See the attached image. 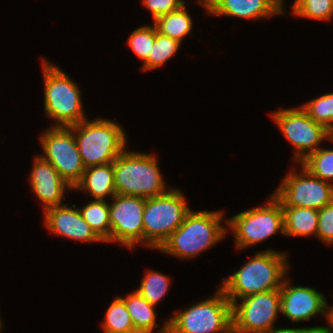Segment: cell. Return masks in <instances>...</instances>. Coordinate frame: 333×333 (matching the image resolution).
Here are the masks:
<instances>
[{"label":"cell","instance_id":"cell-1","mask_svg":"<svg viewBox=\"0 0 333 333\" xmlns=\"http://www.w3.org/2000/svg\"><path fill=\"white\" fill-rule=\"evenodd\" d=\"M286 253L272 248L254 253L239 270L223 279L219 287L232 304L254 294L280 289L290 269Z\"/></svg>","mask_w":333,"mask_h":333},{"label":"cell","instance_id":"cell-2","mask_svg":"<svg viewBox=\"0 0 333 333\" xmlns=\"http://www.w3.org/2000/svg\"><path fill=\"white\" fill-rule=\"evenodd\" d=\"M224 217L223 210H191L158 251L180 260L195 258L226 238L229 229L223 226Z\"/></svg>","mask_w":333,"mask_h":333},{"label":"cell","instance_id":"cell-3","mask_svg":"<svg viewBox=\"0 0 333 333\" xmlns=\"http://www.w3.org/2000/svg\"><path fill=\"white\" fill-rule=\"evenodd\" d=\"M113 170L116 194L150 198L172 188L166 184L158 158L152 153L125 149L113 161Z\"/></svg>","mask_w":333,"mask_h":333},{"label":"cell","instance_id":"cell-4","mask_svg":"<svg viewBox=\"0 0 333 333\" xmlns=\"http://www.w3.org/2000/svg\"><path fill=\"white\" fill-rule=\"evenodd\" d=\"M69 127L85 168L112 163L126 149V131L110 119L87 118Z\"/></svg>","mask_w":333,"mask_h":333},{"label":"cell","instance_id":"cell-5","mask_svg":"<svg viewBox=\"0 0 333 333\" xmlns=\"http://www.w3.org/2000/svg\"><path fill=\"white\" fill-rule=\"evenodd\" d=\"M44 79V111L55 123L69 127L87 119L81 91L70 76L47 59L41 60Z\"/></svg>","mask_w":333,"mask_h":333},{"label":"cell","instance_id":"cell-6","mask_svg":"<svg viewBox=\"0 0 333 333\" xmlns=\"http://www.w3.org/2000/svg\"><path fill=\"white\" fill-rule=\"evenodd\" d=\"M173 313L168 333H232V303L218 286L213 296Z\"/></svg>","mask_w":333,"mask_h":333},{"label":"cell","instance_id":"cell-7","mask_svg":"<svg viewBox=\"0 0 333 333\" xmlns=\"http://www.w3.org/2000/svg\"><path fill=\"white\" fill-rule=\"evenodd\" d=\"M179 188H171L161 196L146 198L142 221L144 247L159 249L184 222L191 211Z\"/></svg>","mask_w":333,"mask_h":333},{"label":"cell","instance_id":"cell-8","mask_svg":"<svg viewBox=\"0 0 333 333\" xmlns=\"http://www.w3.org/2000/svg\"><path fill=\"white\" fill-rule=\"evenodd\" d=\"M226 220L238 250L260 244L277 232L285 234L282 205L273 194L265 205L242 211Z\"/></svg>","mask_w":333,"mask_h":333},{"label":"cell","instance_id":"cell-9","mask_svg":"<svg viewBox=\"0 0 333 333\" xmlns=\"http://www.w3.org/2000/svg\"><path fill=\"white\" fill-rule=\"evenodd\" d=\"M40 135L39 142L44 152L40 156L74 189L81 181L86 168L73 130L70 127L50 126Z\"/></svg>","mask_w":333,"mask_h":333},{"label":"cell","instance_id":"cell-10","mask_svg":"<svg viewBox=\"0 0 333 333\" xmlns=\"http://www.w3.org/2000/svg\"><path fill=\"white\" fill-rule=\"evenodd\" d=\"M271 119L295 149L291 160L296 165L317 151L319 145L327 140L328 130L309 117L301 106L275 110Z\"/></svg>","mask_w":333,"mask_h":333},{"label":"cell","instance_id":"cell-11","mask_svg":"<svg viewBox=\"0 0 333 333\" xmlns=\"http://www.w3.org/2000/svg\"><path fill=\"white\" fill-rule=\"evenodd\" d=\"M301 169H294L285 175L273 192L282 207L322 209L333 202V183H328L312 175L300 163ZM294 170V171H293Z\"/></svg>","mask_w":333,"mask_h":333},{"label":"cell","instance_id":"cell-12","mask_svg":"<svg viewBox=\"0 0 333 333\" xmlns=\"http://www.w3.org/2000/svg\"><path fill=\"white\" fill-rule=\"evenodd\" d=\"M232 304V333H266L281 314L280 289L254 294Z\"/></svg>","mask_w":333,"mask_h":333},{"label":"cell","instance_id":"cell-13","mask_svg":"<svg viewBox=\"0 0 333 333\" xmlns=\"http://www.w3.org/2000/svg\"><path fill=\"white\" fill-rule=\"evenodd\" d=\"M146 198L116 194L109 203L111 223L110 243H118L133 250L139 243L144 246L143 211Z\"/></svg>","mask_w":333,"mask_h":333},{"label":"cell","instance_id":"cell-14","mask_svg":"<svg viewBox=\"0 0 333 333\" xmlns=\"http://www.w3.org/2000/svg\"><path fill=\"white\" fill-rule=\"evenodd\" d=\"M327 300L315 288L291 285L285 278L280 288V310L293 323L311 320L315 315L326 319Z\"/></svg>","mask_w":333,"mask_h":333},{"label":"cell","instance_id":"cell-15","mask_svg":"<svg viewBox=\"0 0 333 333\" xmlns=\"http://www.w3.org/2000/svg\"><path fill=\"white\" fill-rule=\"evenodd\" d=\"M55 206L44 211V224L48 232L82 243L102 242L84 220L76 204Z\"/></svg>","mask_w":333,"mask_h":333},{"label":"cell","instance_id":"cell-16","mask_svg":"<svg viewBox=\"0 0 333 333\" xmlns=\"http://www.w3.org/2000/svg\"><path fill=\"white\" fill-rule=\"evenodd\" d=\"M36 157V158H35ZM33 158L29 184L35 196L42 202L43 212L62 203L66 190L73 188L60 176L57 170L40 155Z\"/></svg>","mask_w":333,"mask_h":333},{"label":"cell","instance_id":"cell-17","mask_svg":"<svg viewBox=\"0 0 333 333\" xmlns=\"http://www.w3.org/2000/svg\"><path fill=\"white\" fill-rule=\"evenodd\" d=\"M285 0H207V13L247 20L284 14Z\"/></svg>","mask_w":333,"mask_h":333},{"label":"cell","instance_id":"cell-18","mask_svg":"<svg viewBox=\"0 0 333 333\" xmlns=\"http://www.w3.org/2000/svg\"><path fill=\"white\" fill-rule=\"evenodd\" d=\"M73 190L91 195L94 200H107V196L111 198L115 196L113 162L87 167L81 181Z\"/></svg>","mask_w":333,"mask_h":333},{"label":"cell","instance_id":"cell-19","mask_svg":"<svg viewBox=\"0 0 333 333\" xmlns=\"http://www.w3.org/2000/svg\"><path fill=\"white\" fill-rule=\"evenodd\" d=\"M119 297L124 301L134 329L155 333L154 330L159 327L157 333H168V320L160 327L156 323L158 315L155 311L156 306L145 300L137 290L128 293L126 297Z\"/></svg>","mask_w":333,"mask_h":333},{"label":"cell","instance_id":"cell-20","mask_svg":"<svg viewBox=\"0 0 333 333\" xmlns=\"http://www.w3.org/2000/svg\"><path fill=\"white\" fill-rule=\"evenodd\" d=\"M284 231L287 236L308 237L318 228V210L301 207H282Z\"/></svg>","mask_w":333,"mask_h":333},{"label":"cell","instance_id":"cell-21","mask_svg":"<svg viewBox=\"0 0 333 333\" xmlns=\"http://www.w3.org/2000/svg\"><path fill=\"white\" fill-rule=\"evenodd\" d=\"M187 4L180 9L157 18L153 23L157 32L177 40L181 44L186 36H192L193 19L186 10Z\"/></svg>","mask_w":333,"mask_h":333},{"label":"cell","instance_id":"cell-22","mask_svg":"<svg viewBox=\"0 0 333 333\" xmlns=\"http://www.w3.org/2000/svg\"><path fill=\"white\" fill-rule=\"evenodd\" d=\"M84 220L95 234L103 241L110 243L111 223L109 219V203L107 200H91L79 208Z\"/></svg>","mask_w":333,"mask_h":333},{"label":"cell","instance_id":"cell-23","mask_svg":"<svg viewBox=\"0 0 333 333\" xmlns=\"http://www.w3.org/2000/svg\"><path fill=\"white\" fill-rule=\"evenodd\" d=\"M182 44L175 39L157 32L155 27V44L149 53L148 60L140 67L143 71H151L164 66L178 52Z\"/></svg>","mask_w":333,"mask_h":333},{"label":"cell","instance_id":"cell-24","mask_svg":"<svg viewBox=\"0 0 333 333\" xmlns=\"http://www.w3.org/2000/svg\"><path fill=\"white\" fill-rule=\"evenodd\" d=\"M143 276L136 290L145 300L156 306L166 296L171 286V279L166 274L155 270H147Z\"/></svg>","mask_w":333,"mask_h":333},{"label":"cell","instance_id":"cell-25","mask_svg":"<svg viewBox=\"0 0 333 333\" xmlns=\"http://www.w3.org/2000/svg\"><path fill=\"white\" fill-rule=\"evenodd\" d=\"M104 317L105 320L101 323L104 333H126L135 330L124 301L119 296L114 297Z\"/></svg>","mask_w":333,"mask_h":333},{"label":"cell","instance_id":"cell-26","mask_svg":"<svg viewBox=\"0 0 333 333\" xmlns=\"http://www.w3.org/2000/svg\"><path fill=\"white\" fill-rule=\"evenodd\" d=\"M300 164L315 177L333 182V149L319 148L309 154Z\"/></svg>","mask_w":333,"mask_h":333},{"label":"cell","instance_id":"cell-27","mask_svg":"<svg viewBox=\"0 0 333 333\" xmlns=\"http://www.w3.org/2000/svg\"><path fill=\"white\" fill-rule=\"evenodd\" d=\"M291 8L296 17L325 22L333 17V0H295Z\"/></svg>","mask_w":333,"mask_h":333},{"label":"cell","instance_id":"cell-28","mask_svg":"<svg viewBox=\"0 0 333 333\" xmlns=\"http://www.w3.org/2000/svg\"><path fill=\"white\" fill-rule=\"evenodd\" d=\"M300 106L309 117L327 130L333 126V92L323 94Z\"/></svg>","mask_w":333,"mask_h":333},{"label":"cell","instance_id":"cell-29","mask_svg":"<svg viewBox=\"0 0 333 333\" xmlns=\"http://www.w3.org/2000/svg\"><path fill=\"white\" fill-rule=\"evenodd\" d=\"M127 43L128 47L141 59L143 65L155 44V25L144 24L136 28L131 32Z\"/></svg>","mask_w":333,"mask_h":333},{"label":"cell","instance_id":"cell-30","mask_svg":"<svg viewBox=\"0 0 333 333\" xmlns=\"http://www.w3.org/2000/svg\"><path fill=\"white\" fill-rule=\"evenodd\" d=\"M316 237L326 245L333 244V202L318 211Z\"/></svg>","mask_w":333,"mask_h":333},{"label":"cell","instance_id":"cell-31","mask_svg":"<svg viewBox=\"0 0 333 333\" xmlns=\"http://www.w3.org/2000/svg\"><path fill=\"white\" fill-rule=\"evenodd\" d=\"M141 2L142 6L150 11L154 21L161 16L180 9L186 4L184 0H141Z\"/></svg>","mask_w":333,"mask_h":333},{"label":"cell","instance_id":"cell-32","mask_svg":"<svg viewBox=\"0 0 333 333\" xmlns=\"http://www.w3.org/2000/svg\"><path fill=\"white\" fill-rule=\"evenodd\" d=\"M324 326L301 327V328H276L273 327L266 333H321Z\"/></svg>","mask_w":333,"mask_h":333},{"label":"cell","instance_id":"cell-33","mask_svg":"<svg viewBox=\"0 0 333 333\" xmlns=\"http://www.w3.org/2000/svg\"><path fill=\"white\" fill-rule=\"evenodd\" d=\"M326 324H328V327H323V330L321 333H333V305L329 306L327 303L326 308Z\"/></svg>","mask_w":333,"mask_h":333},{"label":"cell","instance_id":"cell-34","mask_svg":"<svg viewBox=\"0 0 333 333\" xmlns=\"http://www.w3.org/2000/svg\"><path fill=\"white\" fill-rule=\"evenodd\" d=\"M327 140H329V141H331V143H333V126L328 129Z\"/></svg>","mask_w":333,"mask_h":333},{"label":"cell","instance_id":"cell-35","mask_svg":"<svg viewBox=\"0 0 333 333\" xmlns=\"http://www.w3.org/2000/svg\"><path fill=\"white\" fill-rule=\"evenodd\" d=\"M197 3L204 7L207 12V0H197Z\"/></svg>","mask_w":333,"mask_h":333},{"label":"cell","instance_id":"cell-36","mask_svg":"<svg viewBox=\"0 0 333 333\" xmlns=\"http://www.w3.org/2000/svg\"><path fill=\"white\" fill-rule=\"evenodd\" d=\"M126 333H151V332H147V331H143V330H133V331H130V332H126Z\"/></svg>","mask_w":333,"mask_h":333},{"label":"cell","instance_id":"cell-37","mask_svg":"<svg viewBox=\"0 0 333 333\" xmlns=\"http://www.w3.org/2000/svg\"><path fill=\"white\" fill-rule=\"evenodd\" d=\"M3 324H4V323L2 322V319H1V317H0V333H1L2 329H3V328H2V327H3Z\"/></svg>","mask_w":333,"mask_h":333}]
</instances>
